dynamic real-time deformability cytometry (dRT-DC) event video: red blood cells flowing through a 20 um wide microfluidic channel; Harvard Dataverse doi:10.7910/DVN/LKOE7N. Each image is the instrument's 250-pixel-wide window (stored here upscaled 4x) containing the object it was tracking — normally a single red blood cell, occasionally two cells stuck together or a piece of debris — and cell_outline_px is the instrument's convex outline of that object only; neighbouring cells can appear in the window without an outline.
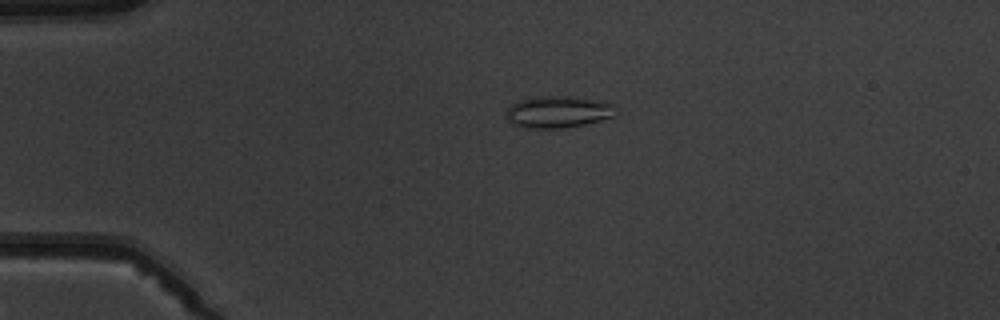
{"species": "common noctule bat (a hibernating species)", "species_latin": "Nyctalus noctula", "temperature_condition": "warm", "stored_images_in_passage": 5, "camera_frame_rate_fps": 3000, "um_per_image_px": 0.085, "animal": {"sex": "male", "body_mass_g": 19.5, "forearm_length_mm": 54.6}, "frame": {"image": 1, "passage_image": 4, "time_ms": 4.0, "image_size_px": [1000, 320], "cell_outline_px": [[616, 116], [584, 124], [564, 128], [528, 128], [512, 124], [508, 120], [508, 108], [512, 104], [528, 96], [576, 96], [616, 104]], "centroid_in_image_um": [47.47, 9.49], "position_along_channel_um": 37.5, "area_um2": 20.52}}